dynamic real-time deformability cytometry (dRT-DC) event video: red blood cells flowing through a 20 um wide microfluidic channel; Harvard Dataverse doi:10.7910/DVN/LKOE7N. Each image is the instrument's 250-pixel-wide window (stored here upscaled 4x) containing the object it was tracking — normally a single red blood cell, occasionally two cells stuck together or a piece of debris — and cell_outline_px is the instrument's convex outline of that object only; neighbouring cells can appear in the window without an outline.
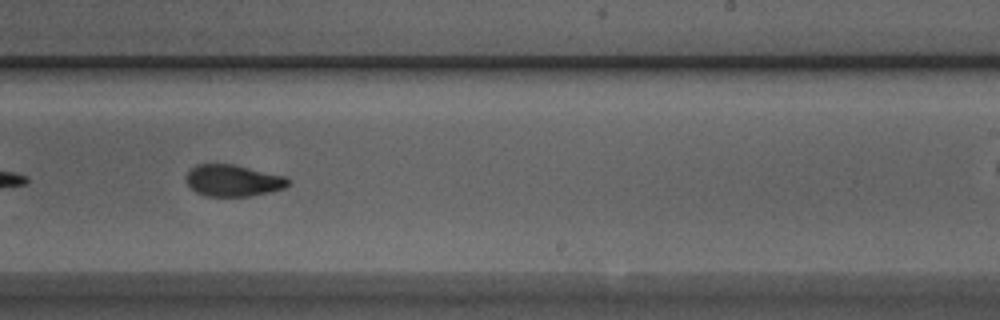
{"species": "Egyptian fruit bat (a non-hibernating species)", "species_latin": "Rousettus aegyptiacus", "temperature_condition": "room temperature", "stored_images_in_passage": 38, "camera_frame_rate_fps": 3000, "um_per_image_px": 0.085, "animal": {"sex": "male"}, "frame": {"image": 1, "passage_image": 17, "time_ms": 5.333, "image_size_px": [1000, 320], "cell_outline_px": [[292, 184], [284, 188], [272, 192], [248, 196], [204, 196], [196, 192], [184, 180], [188, 172], [196, 164], [232, 164], [288, 176], [292, 180]], "centroid_in_image_um": [19.87, 15.35], "position_along_channel_um": 269.1, "area_um2": 19.13}}
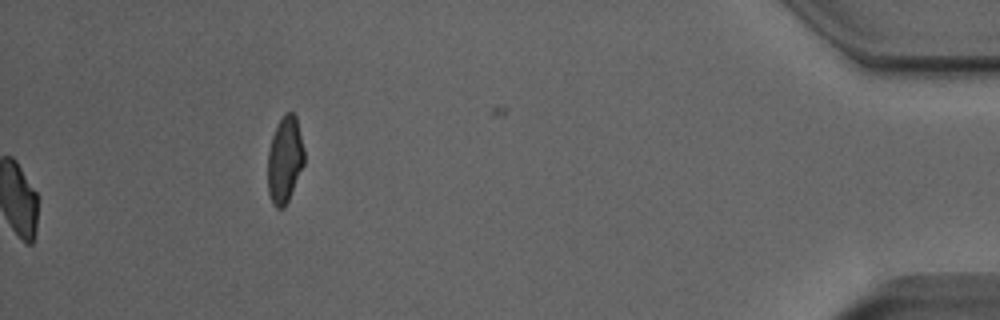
{"frame": {"image": 2, "passage_image": 38, "time_ms": 12.333, "image_size_px": [1000, 320], "cell_outline_px": [[304, 164], [288, 200], [284, 208], [276, 208], [272, 204], [268, 192], [268, 152], [272, 136], [284, 112], [292, 112], [296, 116], [304, 148]], "centroid_in_image_um": [24.2, 13.58], "position_along_channel_um": 411.0, "area_um2": 18.32}, "authors_computed_cell_mechanics": {"area_um2": 19.4497, "velocity_mm_per_s": 3.9457, "shape_relaxation_time_tau1_ms": 6.7319, "shape_relaxation_time_tau2_ms": 1.6053, "deformation_change_tau1": 0.1781, "deformation_change_tau2": 0.0783}}